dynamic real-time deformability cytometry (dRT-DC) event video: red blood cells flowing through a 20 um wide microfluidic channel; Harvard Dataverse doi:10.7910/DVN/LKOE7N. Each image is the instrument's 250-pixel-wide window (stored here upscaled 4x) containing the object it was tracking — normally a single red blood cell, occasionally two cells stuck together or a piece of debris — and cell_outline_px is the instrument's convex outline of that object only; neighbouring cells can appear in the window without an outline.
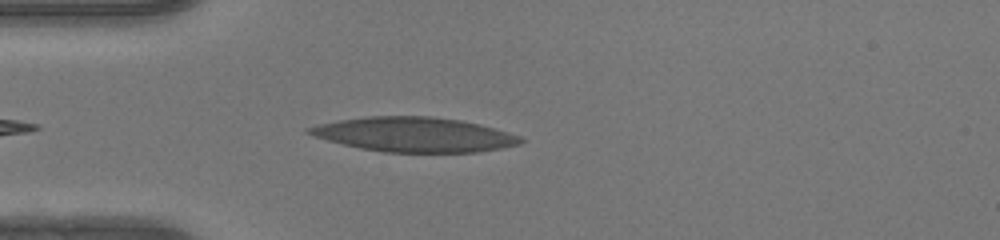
{"species": "human", "species_latin": "Homo sapiens", "temperature_condition": "warm", "stored_images_in_passage": 37, "camera_frame_rate_fps": 3000, "um_per_image_px": 0.085, "donor": {"sex": "female"}, "frame": {"image": 1, "passage_image": 2, "time_ms": 0.333, "image_size_px": [1000, 240], "cell_outline_px": [[524, 140], [520, 144], [500, 148], [476, 152], [384, 152], [360, 148], [312, 136], [304, 132], [304, 128], [316, 124], [340, 120], [368, 116], [432, 116], [460, 120], [480, 124], [520, 136]], "centroid_in_image_um": [35.16, 11.43], "position_along_channel_um": 49.8, "area_um2": 42.6}}
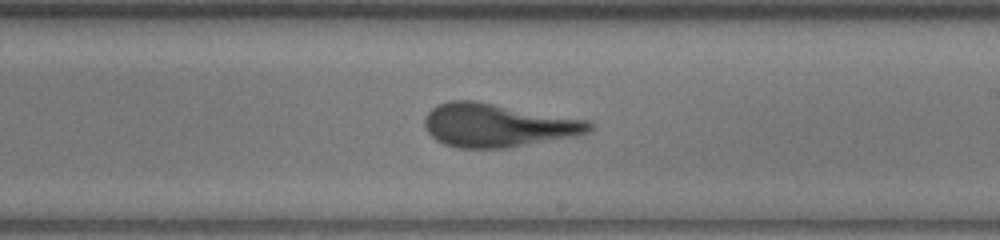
{"frame": {"image": 2, "passage_image": 17, "time_ms": 5.333, "image_size_px": [1000, 240], "cell_outline_px": [[592, 128], [588, 132], [580, 136], [508, 148], [456, 148], [444, 144], [436, 140], [428, 132], [424, 124], [424, 120], [428, 112], [436, 104], [448, 100], [476, 100], [588, 120], [592, 124]], "centroid_in_image_um": [42.31, 10.65], "position_along_channel_um": 246.7, "area_um2": 42.19}}
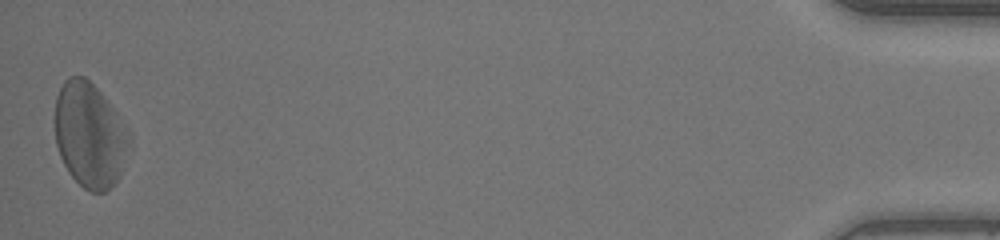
{"frame": {"image": 3, "passage_image": 37, "time_ms": 12.0, "image_size_px": [1000, 240], "cell_outline_px": [[132, 148], [120, 176], [112, 188], [104, 192], [92, 192], [84, 188], [68, 172], [60, 156], [56, 144], [56, 96], [64, 80], [68, 76], [84, 76], [104, 96], [132, 132]], "centroid_in_image_um": [7.7, 11.51], "position_along_channel_um": 427.5, "area_um2": 46.18}, "authors_computed_cell_mechanics": {"area_um2": 42.194, "velocity_mm_per_s": 4.1894, "shape_relaxation_time_tau1_ms": 5.6942, "shape_relaxation_time_tau2_ms": 1.6518, "deformation_change_tau1": 0.2127, "deformation_change_tau2": 0.1167}}